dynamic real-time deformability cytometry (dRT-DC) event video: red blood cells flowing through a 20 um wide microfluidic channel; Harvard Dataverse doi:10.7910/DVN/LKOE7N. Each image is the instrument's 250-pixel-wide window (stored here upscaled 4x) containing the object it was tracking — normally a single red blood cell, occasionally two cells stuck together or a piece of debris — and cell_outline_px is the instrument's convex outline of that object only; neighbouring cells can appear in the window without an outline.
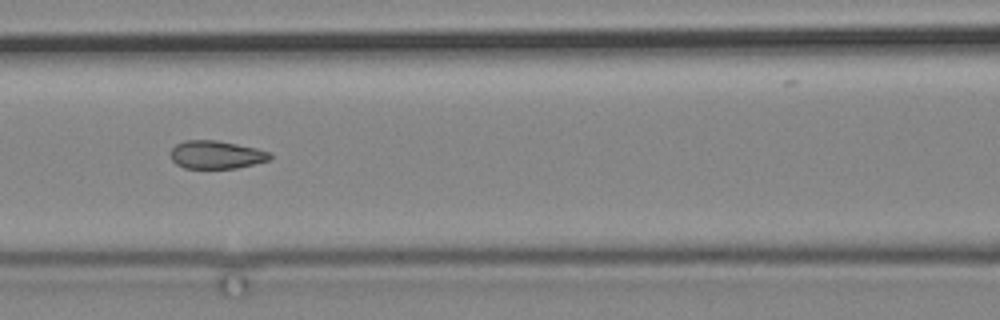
{"species": "common noctule bat (a hibernating species)", "species_latin": "Nyctalus noctula", "temperature_condition": "cold", "stored_images_in_passage": 5, "camera_frame_rate_fps": 3000, "um_per_image_px": 0.085, "animal": {"sex": "male", "body_mass_g": 19.2, "forearm_length_mm": 51.8}, "frame": {"image": 1, "passage_image": 4, "time_ms": 3.667, "image_size_px": [1000, 320], "cell_outline_px": [[272, 160], [236, 168], [184, 168], [176, 164], [172, 160], [168, 152], [176, 144], [184, 140], [216, 140], [256, 148], [268, 152], [272, 156]], "centroid_in_image_um": [18.35, 13.15], "position_along_channel_um": 148.2, "area_um2": 16.36}}
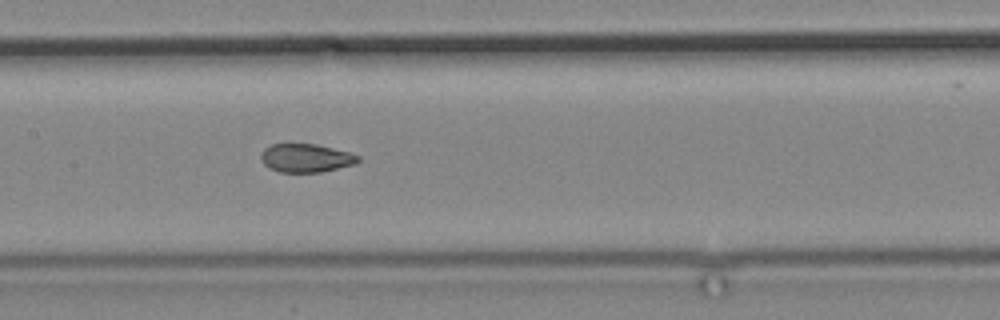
{"frame": {"image": 2, "passage_image": 5, "time_ms": 4.667, "image_size_px": [1000, 320], "cell_outline_px": [[360, 160], [356, 164], [320, 172], [280, 172], [268, 168], [260, 160], [260, 152], [264, 148], [272, 144], [316, 144], [348, 152], [360, 156]], "centroid_in_image_um": [25.97, 13.43], "position_along_channel_um": 181.4, "area_um2": 16.18}}